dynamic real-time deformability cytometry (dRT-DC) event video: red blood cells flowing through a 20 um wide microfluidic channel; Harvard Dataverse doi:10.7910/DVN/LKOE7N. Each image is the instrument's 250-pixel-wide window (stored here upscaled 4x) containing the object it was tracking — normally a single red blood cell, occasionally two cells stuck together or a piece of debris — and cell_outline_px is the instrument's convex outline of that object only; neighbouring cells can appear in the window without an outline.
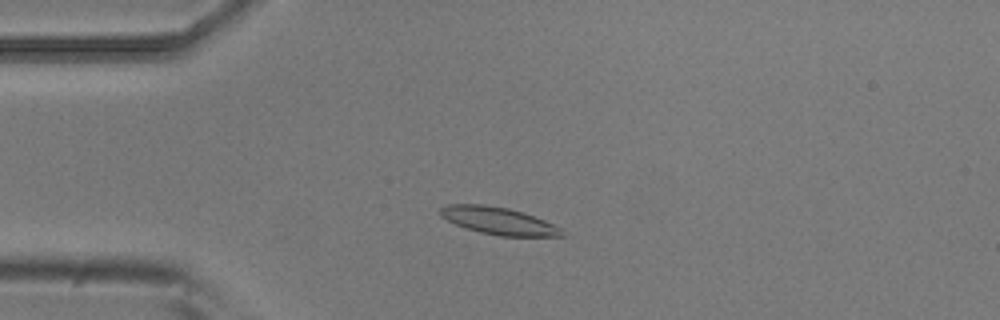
{"species": "common noctule bat (a hibernating species)", "species_latin": "Nyctalus noctula", "temperature_condition": "room temperature", "stored_images_in_passage": 5, "camera_frame_rate_fps": 3000, "um_per_image_px": 0.085, "animal": {"sex": "male", "body_mass_g": 20.5, "forearm_length_mm": 52.5}, "frame": {"image": 1, "passage_image": 3, "time_ms": 0.667, "image_size_px": [1000, 320], "cell_outline_px": [[564, 236], [500, 236], [480, 232], [456, 224], [440, 216], [440, 208], [448, 204], [484, 204], [508, 208], [544, 220], [560, 228]], "centroid_in_image_um": [42.34, 18.76], "position_along_channel_um": 42.7, "area_um2": 18.96}}
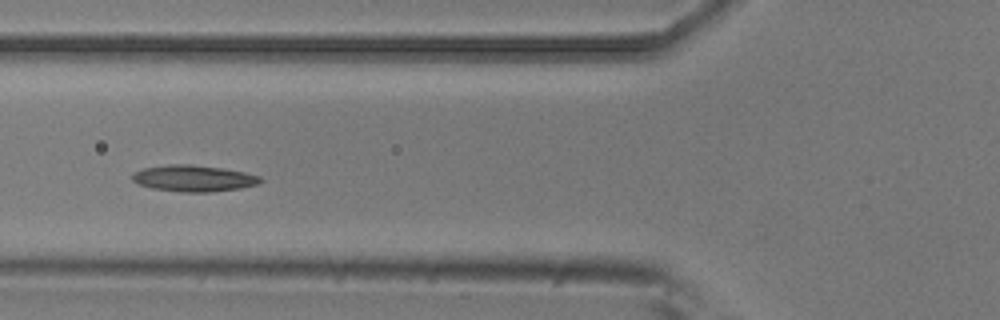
{"frame": {"image": 2, "passage_image": 5, "time_ms": 1.333, "image_size_px": [1000, 320], "cell_outline_px": [[264, 180], [260, 184], [240, 188], [208, 192], [180, 192], [152, 188], [140, 184], [132, 180], [132, 172], [144, 168], [168, 164], [192, 164], [224, 168], [244, 172], [260, 176]], "centroid_in_image_um": [16.48, 15.15], "position_along_channel_um": 109.3, "area_um2": 19.83}}